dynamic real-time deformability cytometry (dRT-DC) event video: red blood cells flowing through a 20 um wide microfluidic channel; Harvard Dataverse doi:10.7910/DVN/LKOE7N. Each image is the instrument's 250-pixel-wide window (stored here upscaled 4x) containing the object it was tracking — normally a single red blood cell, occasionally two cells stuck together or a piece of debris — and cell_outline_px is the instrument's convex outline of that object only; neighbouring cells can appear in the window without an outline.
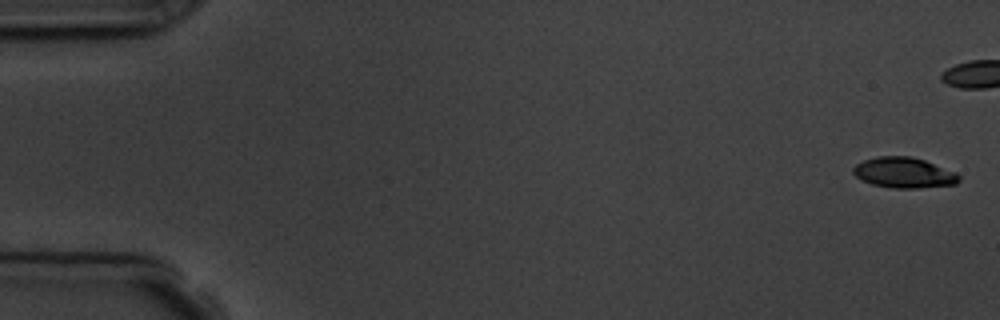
{"species": "common noctule bat (a hibernating species)", "species_latin": "Nyctalus noctula", "temperature_condition": "room temperature", "stored_images_in_passage": 16, "camera_frame_rate_fps": 3000, "um_per_image_px": 0.085, "animal": {"sex": "male", "body_mass_g": 19.5, "forearm_length_mm": 54.6}, "frame": {"image": 1, "passage_image": 1, "time_ms": 0.0, "image_size_px": [1000, 320], "cell_outline_px": [[960, 180], [956, 184], [916, 188], [892, 188], [872, 184], [856, 176], [852, 172], [852, 168], [856, 164], [864, 160], [876, 156], [912, 156], [924, 160], [956, 172], [960, 176]], "centroid_in_image_um": [76.83, 14.67], "position_along_channel_um": 8.2, "area_um2": 18.79}, "authors_computed_cell_mechanics": {"area_um2": 19.7098, "velocity_mm_per_s": 3.7016, "shape_relaxation_time_tau1_ms": 2.9579, "shape_relaxation_time_tau2_ms": 1.9377, "deformation_change_tau1": 0.1066, "deformation_change_tau2": 0.0641}}